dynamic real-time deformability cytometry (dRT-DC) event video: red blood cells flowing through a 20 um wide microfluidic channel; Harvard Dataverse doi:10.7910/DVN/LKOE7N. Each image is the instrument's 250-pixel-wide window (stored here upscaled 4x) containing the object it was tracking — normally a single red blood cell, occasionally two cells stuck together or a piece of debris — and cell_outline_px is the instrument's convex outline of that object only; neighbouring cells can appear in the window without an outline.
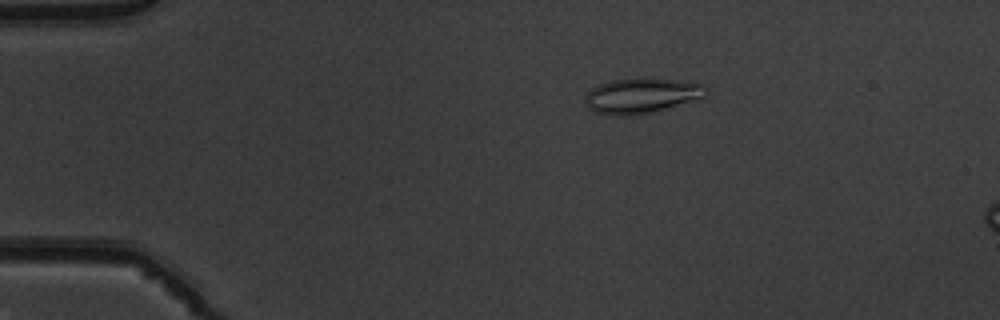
{"species": "common noctule bat (a hibernating species)", "species_latin": "Nyctalus noctula", "temperature_condition": "warm", "stored_images_in_passage": 16, "camera_frame_rate_fps": 3000, "um_per_image_px": 0.085, "animal": {"sex": "male", "body_mass_g": 19.5, "forearm_length_mm": 54.6}, "frame": {"image": 1, "passage_image": 10, "time_ms": 3.0, "image_size_px": [1000, 320], "cell_outline_px": [[708, 92], [700, 100], [664, 108], [624, 116], [616, 116], [596, 112], [588, 108], [588, 92], [592, 88], [600, 84], [612, 80], [644, 76], [676, 80], [704, 84], [708, 88]], "centroid_in_image_um": [54.61, 8.09], "position_along_channel_um": 30.4, "area_um2": 24.68}}